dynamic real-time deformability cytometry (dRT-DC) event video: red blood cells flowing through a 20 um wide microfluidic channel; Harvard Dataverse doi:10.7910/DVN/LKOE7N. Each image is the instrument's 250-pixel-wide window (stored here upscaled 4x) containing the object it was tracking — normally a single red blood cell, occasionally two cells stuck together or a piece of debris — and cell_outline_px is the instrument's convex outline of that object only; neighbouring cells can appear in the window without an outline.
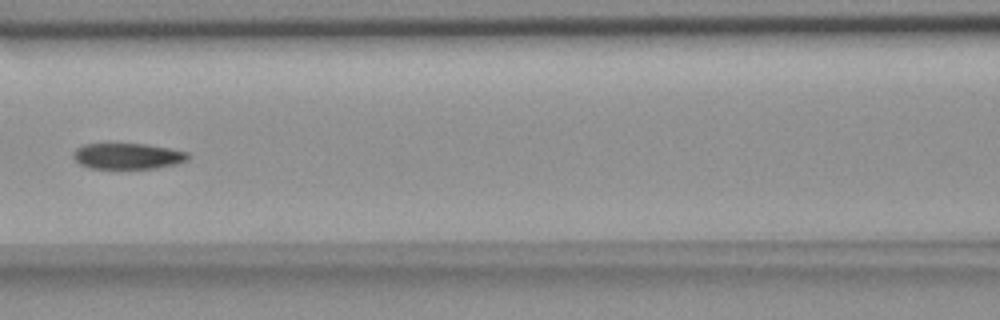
{"species": "common noctule bat (a hibernating species)", "species_latin": "Nyctalus noctula", "temperature_condition": "room temperature", "stored_images_in_passage": 12, "camera_frame_rate_fps": 3000, "um_per_image_px": 0.085, "animal": {"sex": "female", "body_mass_g": 18.4}, "frame": {"image": 1, "passage_image": 4, "time_ms": 3.333, "image_size_px": [1000, 320], "cell_outline_px": [[188, 160], [176, 164], [156, 168], [88, 168], [80, 164], [72, 156], [72, 152], [76, 148], [84, 144], [148, 144], [188, 152]], "centroid_in_image_um": [10.83, 13.27], "position_along_channel_um": 155.8, "area_um2": 17.28}}
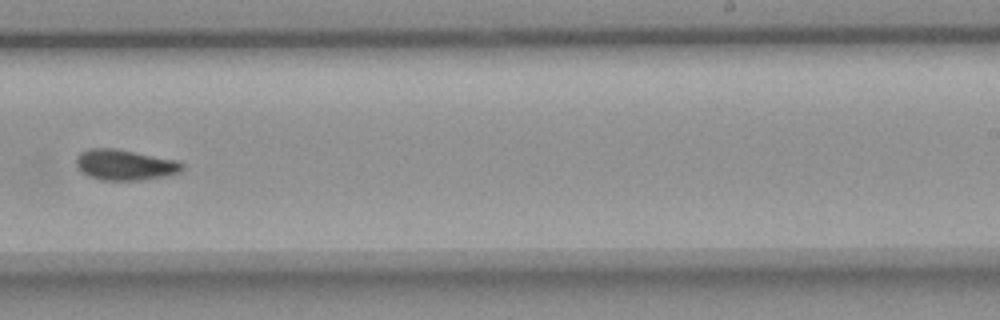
{"frame": {"image": 2, "passage_image": 7, "time_ms": 6.667, "image_size_px": [1000, 320], "cell_outline_px": [[184, 168], [180, 172], [168, 176], [144, 180], [100, 180], [88, 176], [76, 164], [76, 156], [80, 152], [88, 148], [112, 148], [180, 160], [184, 164]], "centroid_in_image_um": [10.67, 14.01], "position_along_channel_um": 278.3, "area_um2": 19.13}}
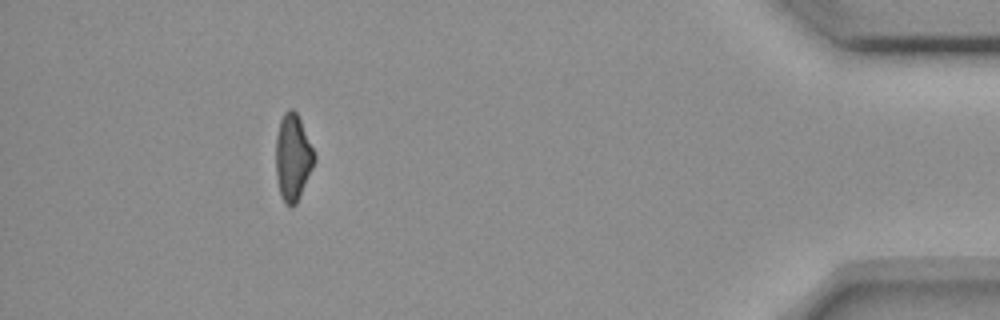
{"frame": {"image": 3, "passage_image": 12, "time_ms": 14.333, "image_size_px": [1000, 320], "cell_outline_px": [[316, 160], [300, 196], [296, 204], [288, 204], [280, 196], [276, 176], [276, 136], [280, 120], [284, 112], [288, 108], [292, 108], [296, 112], [300, 120], [316, 156]], "centroid_in_image_um": [24.88, 13.35], "position_along_channel_um": 410.3, "area_um2": 19.25}}